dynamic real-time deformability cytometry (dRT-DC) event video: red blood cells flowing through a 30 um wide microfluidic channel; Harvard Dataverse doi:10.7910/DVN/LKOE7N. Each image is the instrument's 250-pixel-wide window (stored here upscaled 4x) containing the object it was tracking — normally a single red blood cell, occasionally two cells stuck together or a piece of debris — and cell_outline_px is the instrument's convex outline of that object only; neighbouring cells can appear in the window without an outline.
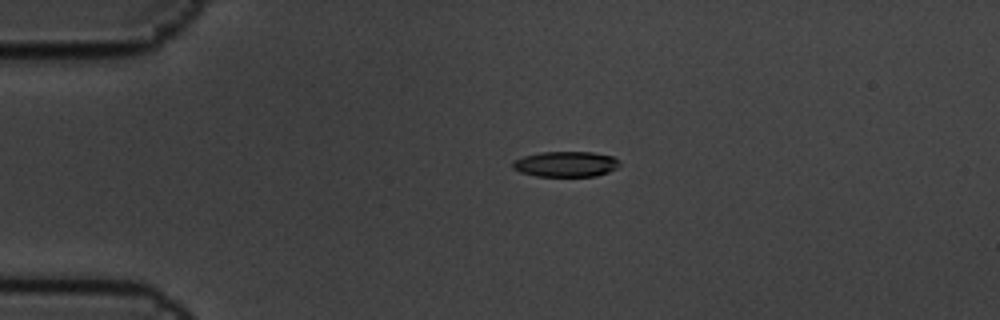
{"species": "common noctule bat (a hibernating species)", "species_latin": "Nyctalus noctula", "temperature_condition": "cold", "stored_images_in_passage": 5, "camera_frame_rate_fps": 3000, "um_per_image_px": 0.085, "animal": {"sex": "male", "body_mass_g": 19.5, "forearm_length_mm": 54.6}, "frame": {"image": 1, "passage_image": 3, "time_ms": 0.667, "image_size_px": [1000, 320], "cell_outline_px": [[620, 164], [616, 168], [608, 172], [596, 176], [536, 176], [520, 172], [512, 168], [512, 160], [524, 156], [540, 152], [592, 152], [612, 156], [620, 160]], "centroid_in_image_um": [48.08, 13.94], "position_along_channel_um": 36.9, "area_um2": 15.95}}
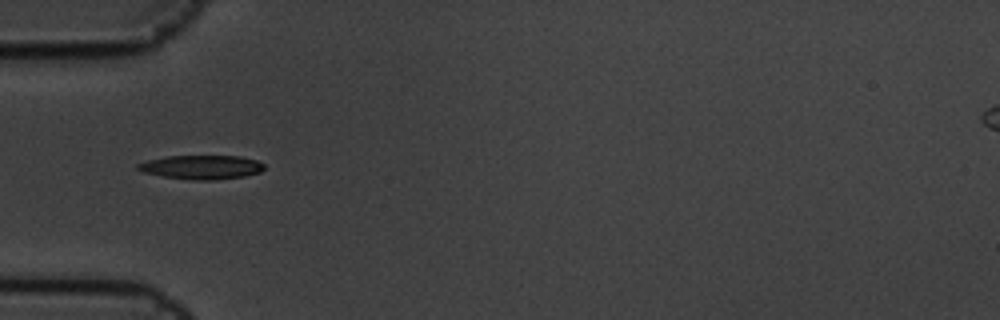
{"frame": {"image": 2, "passage_image": 5, "time_ms": 1.333, "image_size_px": [1000, 320], "cell_outline_px": [[264, 168], [260, 172], [244, 176], [212, 180], [192, 180], [164, 176], [144, 172], [136, 168], [136, 164], [148, 160], [164, 156], [240, 156], [256, 160], [264, 164]], "centroid_in_image_um": [17.12, 14.2], "position_along_channel_um": 67.9, "area_um2": 17.57}}